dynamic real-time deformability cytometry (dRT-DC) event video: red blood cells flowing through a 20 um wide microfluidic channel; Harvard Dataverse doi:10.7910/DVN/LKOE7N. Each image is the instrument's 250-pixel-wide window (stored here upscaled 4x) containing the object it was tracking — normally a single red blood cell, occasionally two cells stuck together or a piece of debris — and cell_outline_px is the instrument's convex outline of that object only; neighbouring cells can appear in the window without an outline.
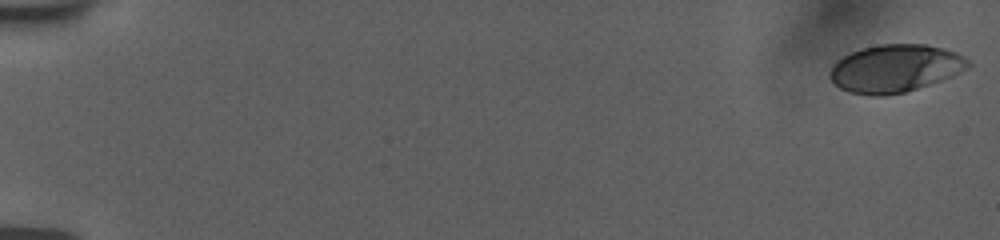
{"species": "human", "species_latin": "Homo sapiens", "temperature_condition": "room temperature", "stored_images_in_passage": 56, "camera_frame_rate_fps": 3000, "um_per_image_px": 0.085, "donor": {"sex": "female"}, "frame": {"image": 1, "passage_image": 1, "time_ms": 0.0, "image_size_px": [1000, 240], "cell_outline_px": [[972, 64], [968, 68], [952, 76], [904, 92], [884, 96], [872, 96], [848, 92], [840, 88], [828, 76], [828, 72], [832, 64], [836, 60], [860, 48], [880, 44], [924, 44], [944, 48], [956, 52], [964, 56]], "centroid_in_image_um": [76.06, 5.81], "position_along_channel_um": 8.9, "area_um2": 38.55}}
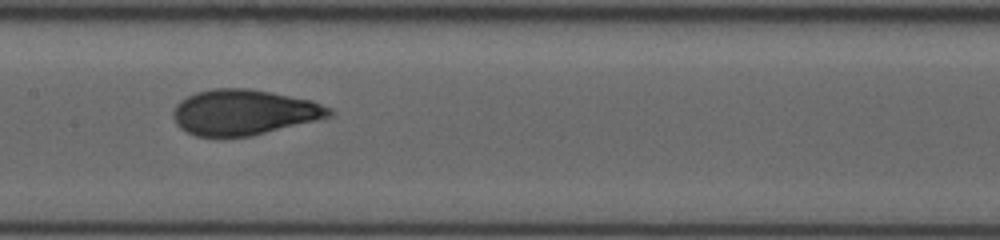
{"frame": {"image": 2, "passage_image": 30, "time_ms": 9.667, "image_size_px": [1000, 240], "cell_outline_px": [[336, 112], [332, 116], [252, 136], [196, 136], [180, 128], [176, 124], [172, 116], [172, 112], [176, 104], [180, 100], [196, 92], [212, 88], [248, 88], [272, 92], [312, 100], [332, 108]], "centroid_in_image_um": [20.74, 9.53], "position_along_channel_um": 186.7, "area_um2": 41.5}}
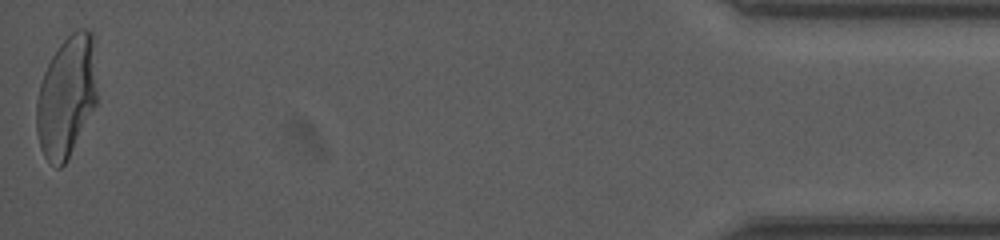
{"frame": {"image": 3, "passage_image": 56, "time_ms": 18.333, "image_size_px": [1000, 240], "cell_outline_px": [[96, 104], [64, 164], [60, 168], [56, 168], [44, 156], [40, 148], [36, 132], [36, 100], [40, 84], [44, 72], [52, 56], [60, 44], [72, 32], [80, 28], [84, 28], [92, 32], [96, 92]], "centroid_in_image_um": [5.62, 8.21], "position_along_channel_um": 429.6, "area_um2": 42.25}, "authors_computed_cell_mechanics": {"area_um2": 40.6623, "velocity_mm_per_s": 3.742, "shape_relaxation_time_tau1_ms": 6.0508, "shape_relaxation_time_tau2_ms": null, "deformation_change_tau1": 0.2189, "deformation_change_tau2": null}}